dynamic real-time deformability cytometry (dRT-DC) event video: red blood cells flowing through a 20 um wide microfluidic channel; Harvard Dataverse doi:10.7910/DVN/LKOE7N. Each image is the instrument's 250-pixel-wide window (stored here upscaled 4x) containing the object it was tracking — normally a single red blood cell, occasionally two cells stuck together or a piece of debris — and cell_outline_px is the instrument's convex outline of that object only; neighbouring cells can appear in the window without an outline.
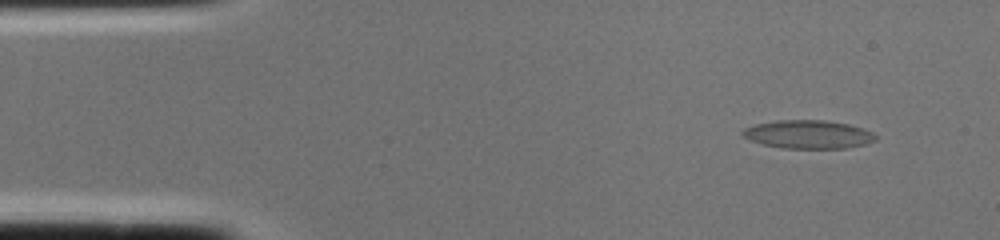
{"species": "common noctule bat (a hibernating species)", "species_latin": "Nyctalus noctula", "temperature_condition": "cold", "stored_images_in_passage": 2, "camera_frame_rate_fps": 3000, "um_per_image_px": 0.085, "animal": {"sex": "female", "body_mass_g": 22.0, "forearm_length_mm": 56.7}, "frame": {"image": 1, "passage_image": 2, "time_ms": 0.333, "image_size_px": [1000, 240], "cell_outline_px": [[876, 140], [864, 144], [844, 148], [784, 148], [764, 144], [752, 140], [744, 136], [740, 132], [744, 128], [756, 124], [776, 120], [824, 120], [848, 124], [872, 132], [876, 136]], "centroid_in_image_um": [68.69, 11.41], "position_along_channel_um": 16.3, "area_um2": 21.68}}